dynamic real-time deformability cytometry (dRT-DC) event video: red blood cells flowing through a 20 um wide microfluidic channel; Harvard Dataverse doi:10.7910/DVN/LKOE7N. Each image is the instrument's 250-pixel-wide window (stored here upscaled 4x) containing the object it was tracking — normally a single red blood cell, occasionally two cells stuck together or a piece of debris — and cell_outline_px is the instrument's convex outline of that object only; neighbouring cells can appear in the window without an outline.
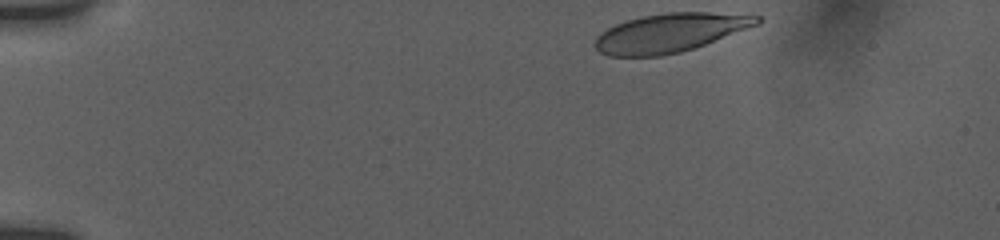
{"species": "human", "species_latin": "Homo sapiens", "temperature_condition": "room temperature", "stored_images_in_passage": 39, "camera_frame_rate_fps": 3000, "um_per_image_px": 0.085, "donor": {"sex": "female"}, "frame": {"image": 1, "passage_image": 1, "time_ms": 0.0, "image_size_px": [1000, 240], "cell_outline_px": [[764, 20], [760, 24], [704, 44], [680, 52], [660, 56], [608, 56], [600, 52], [592, 44], [596, 36], [600, 32], [616, 24], [640, 16], [668, 12], [708, 12], [760, 16]], "centroid_in_image_um": [56.92, 2.78], "position_along_channel_um": 28.1, "area_um2": 36.53}}
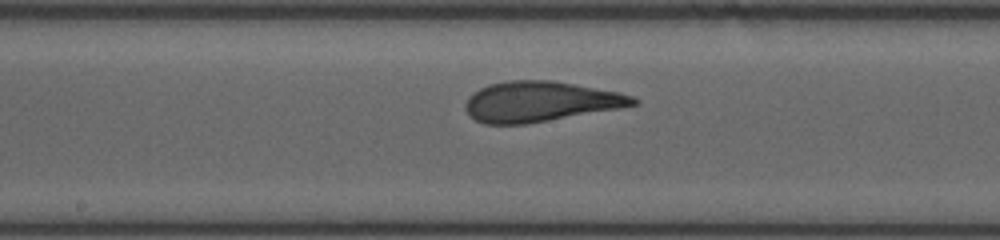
{"frame": {"image": 2, "passage_image": 22, "time_ms": 7.0, "image_size_px": [1000, 240], "cell_outline_px": [[640, 104], [620, 108], [524, 124], [484, 124], [476, 120], [464, 108], [464, 104], [468, 96], [472, 92], [488, 84], [508, 80], [552, 80], [620, 92], [632, 96], [640, 100]], "centroid_in_image_um": [45.91, 8.62], "position_along_channel_um": 202.3, "area_um2": 39.42}}
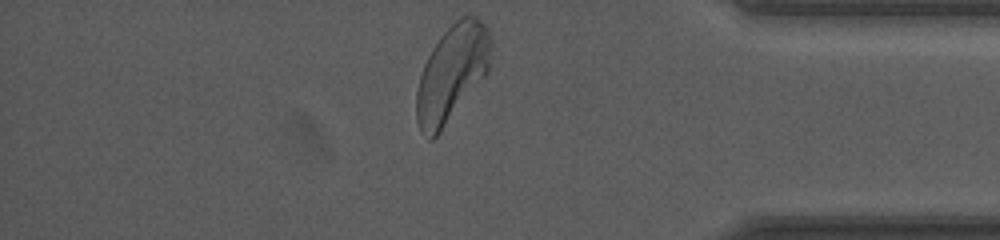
{"frame": {"image": 3, "passage_image": 39, "time_ms": 12.667, "image_size_px": [1000, 240], "cell_outline_px": [[492, 44], [488, 72], [440, 132], [432, 140], [428, 140], [420, 132], [416, 120], [416, 92], [420, 76], [424, 64], [432, 48], [440, 36], [460, 16], [476, 16], [488, 28]], "centroid_in_image_um": [38.4, 6.24], "position_along_channel_um": 396.8, "area_um2": 41.79}, "authors_computed_cell_mechanics": {"area_um2": 39.015, "velocity_mm_per_s": 3.7997, "shape_relaxation_time_tau1_ms": 3.7341, "shape_relaxation_time_tau2_ms": null, "deformation_change_tau1": 0.1783, "deformation_change_tau2": null}}